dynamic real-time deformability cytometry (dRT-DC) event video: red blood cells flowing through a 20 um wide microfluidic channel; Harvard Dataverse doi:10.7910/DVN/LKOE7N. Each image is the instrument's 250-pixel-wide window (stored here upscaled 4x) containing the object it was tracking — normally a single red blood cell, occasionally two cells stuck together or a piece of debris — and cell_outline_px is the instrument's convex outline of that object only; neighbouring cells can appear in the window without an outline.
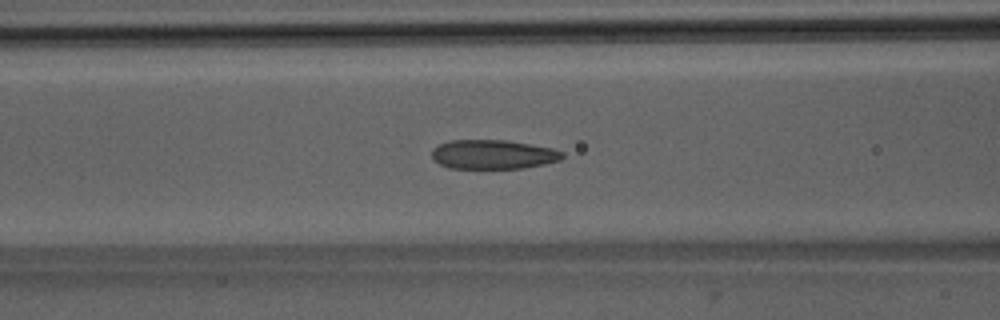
{"species": "Egyptian fruit bat (a non-hibernating species)", "species_latin": "Rousettus aegyptiacus", "temperature_condition": "room temperature", "stored_images_in_passage": 38, "camera_frame_rate_fps": 3000, "um_per_image_px": 0.085, "animal": {"sex": "male"}, "frame": {"image": 1, "passage_image": 8, "time_ms": 2.333, "image_size_px": [1000, 320], "cell_outline_px": [[564, 156], [560, 160], [544, 164], [524, 168], [448, 168], [440, 164], [432, 156], [432, 148], [448, 140], [504, 140], [552, 148], [564, 152]], "centroid_in_image_um": [41.91, 13.12], "position_along_channel_um": 124.7, "area_um2": 22.14}}
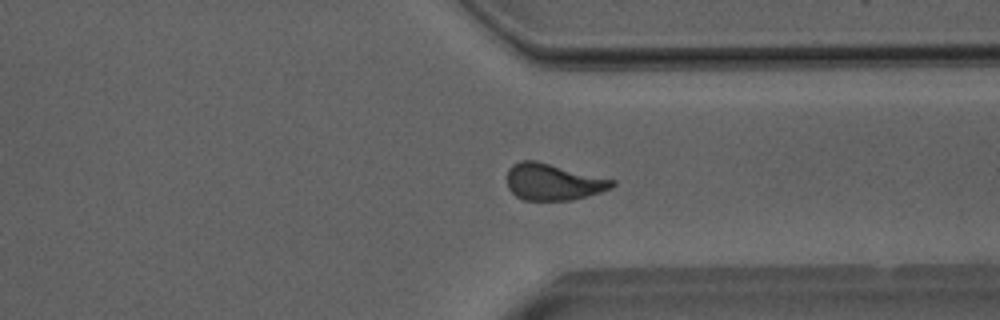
{"frame": {"image": 2, "passage_image": 26, "time_ms": 8.333, "image_size_px": [1000, 320], "cell_outline_px": [[616, 184], [612, 188], [600, 192], [572, 200], [524, 200], [516, 196], [508, 188], [508, 168], [512, 164], [520, 160], [536, 160], [616, 180]], "centroid_in_image_um": [47.02, 15.45], "position_along_channel_um": 364.4, "area_um2": 22.48}}
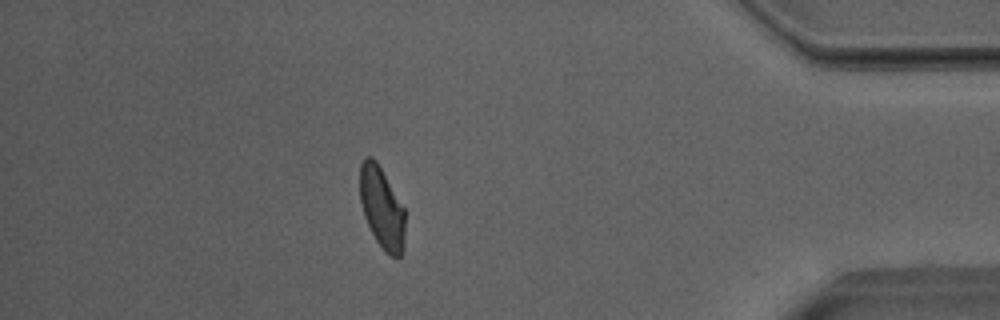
{"frame": {"image": 3, "passage_image": 32, "time_ms": 10.333, "image_size_px": [1000, 320], "cell_outline_px": [[404, 248], [400, 256], [396, 260], [388, 256], [384, 252], [376, 240], [364, 216], [360, 200], [360, 164], [364, 156], [372, 156], [376, 160], [404, 208]], "centroid_in_image_um": [32.45, 17.69], "position_along_channel_um": 402.7, "area_um2": 21.56}, "authors_computed_cell_mechanics": {"area_um2": 22.3975, "velocity_mm_per_s": 4.0001, "shape_relaxation_time_tau1_ms": 4.8197, "shape_relaxation_time_tau2_ms": 1.6953, "deformation_change_tau1": 0.1388, "deformation_change_tau2": 0.073}}